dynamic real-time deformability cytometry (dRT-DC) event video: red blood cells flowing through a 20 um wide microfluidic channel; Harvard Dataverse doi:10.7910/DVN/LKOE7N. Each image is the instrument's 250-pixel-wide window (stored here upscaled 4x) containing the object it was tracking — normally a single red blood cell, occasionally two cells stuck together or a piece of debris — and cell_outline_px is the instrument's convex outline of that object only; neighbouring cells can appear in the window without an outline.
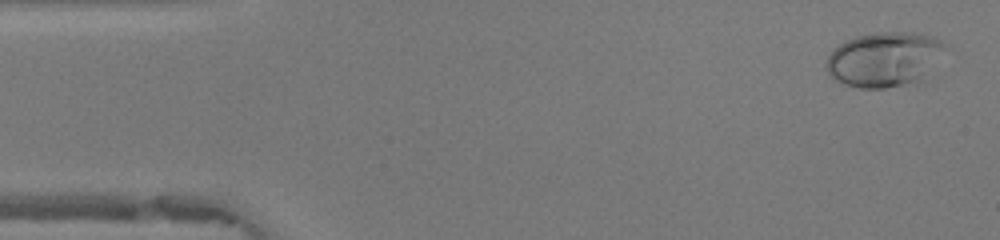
{"species": "human", "species_latin": "Homo sapiens", "temperature_condition": "warm", "stored_images_in_passage": 48, "camera_frame_rate_fps": 3000, "um_per_image_px": 0.085, "donor": {"sex": "female"}, "frame": {"image": 1, "passage_image": 2, "time_ms": 0.333, "image_size_px": [1000, 240], "cell_outline_px": [[948, 44], [920, 80], [888, 88], [860, 88], [840, 84], [828, 72], [824, 64], [832, 48], [856, 36], [872, 32], [912, 32], [932, 36]], "centroid_in_image_um": [75.09, 5.03], "position_along_channel_um": 9.9, "area_um2": 37.69}}
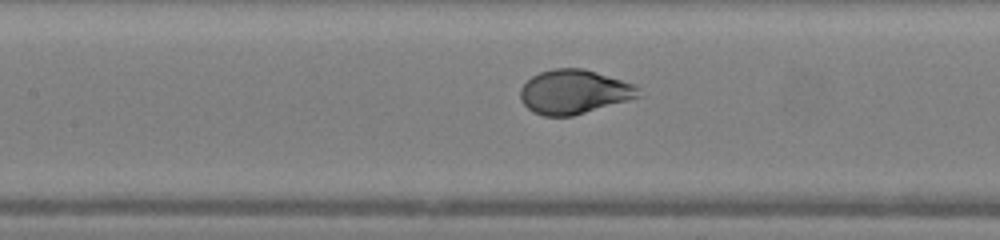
{"frame": {"image": 2, "passage_image": 21, "time_ms": 6.667, "image_size_px": [1000, 240], "cell_outline_px": [[640, 96], [628, 100], [572, 116], [544, 116], [532, 112], [520, 100], [520, 88], [532, 76], [540, 72], [552, 68], [584, 68], [636, 84], [640, 88]], "centroid_in_image_um": [48.79, 7.8], "position_along_channel_um": 158.6, "area_um2": 30.52}}
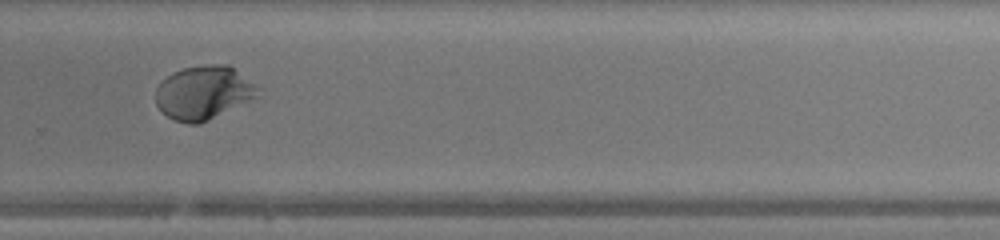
{"frame": {"image": 3, "passage_image": 32, "time_ms": 10.333, "image_size_px": [1000, 240], "cell_outline_px": [[260, 96], [252, 100], [200, 124], [188, 124], [176, 120], [168, 116], [156, 104], [156, 88], [160, 80], [172, 72], [184, 68], [204, 64], [228, 64], [252, 84], [256, 88]], "centroid_in_image_um": [17.26, 7.88], "position_along_channel_um": 312.5, "area_um2": 31.73}, "authors_computed_cell_mechanics": {"area_um2": 32.079, "velocity_mm_per_s": 4.2128, "shape_relaxation_time_tau1_ms": 3.5526, "shape_relaxation_time_tau2_ms": null, "deformation_change_tau1": 0.2265, "deformation_change_tau2": null}}